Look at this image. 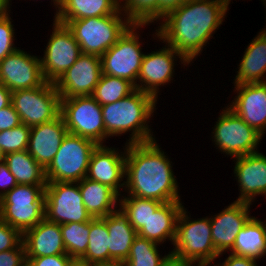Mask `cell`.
<instances>
[{"label":"cell","instance_id":"23","mask_svg":"<svg viewBox=\"0 0 266 266\" xmlns=\"http://www.w3.org/2000/svg\"><path fill=\"white\" fill-rule=\"evenodd\" d=\"M245 48L234 85L266 82V30H261Z\"/></svg>","mask_w":266,"mask_h":266},{"label":"cell","instance_id":"53","mask_svg":"<svg viewBox=\"0 0 266 266\" xmlns=\"http://www.w3.org/2000/svg\"><path fill=\"white\" fill-rule=\"evenodd\" d=\"M265 227V232H266V221H261Z\"/></svg>","mask_w":266,"mask_h":266},{"label":"cell","instance_id":"26","mask_svg":"<svg viewBox=\"0 0 266 266\" xmlns=\"http://www.w3.org/2000/svg\"><path fill=\"white\" fill-rule=\"evenodd\" d=\"M78 183L84 206L92 218H102L118 210L120 196L112 188L86 177Z\"/></svg>","mask_w":266,"mask_h":266},{"label":"cell","instance_id":"20","mask_svg":"<svg viewBox=\"0 0 266 266\" xmlns=\"http://www.w3.org/2000/svg\"><path fill=\"white\" fill-rule=\"evenodd\" d=\"M233 159L236 162L233 173L240 188L235 201L252 204L256 196H266V156L256 152Z\"/></svg>","mask_w":266,"mask_h":266},{"label":"cell","instance_id":"30","mask_svg":"<svg viewBox=\"0 0 266 266\" xmlns=\"http://www.w3.org/2000/svg\"><path fill=\"white\" fill-rule=\"evenodd\" d=\"M89 242L85 255L80 261L90 265L109 262V234L106 223L101 218L90 220Z\"/></svg>","mask_w":266,"mask_h":266},{"label":"cell","instance_id":"1","mask_svg":"<svg viewBox=\"0 0 266 266\" xmlns=\"http://www.w3.org/2000/svg\"><path fill=\"white\" fill-rule=\"evenodd\" d=\"M228 10L225 0H187L167 12L152 35L172 46L191 65L223 24Z\"/></svg>","mask_w":266,"mask_h":266},{"label":"cell","instance_id":"29","mask_svg":"<svg viewBox=\"0 0 266 266\" xmlns=\"http://www.w3.org/2000/svg\"><path fill=\"white\" fill-rule=\"evenodd\" d=\"M4 163L18 184L47 185L45 169L28 153V150L6 154Z\"/></svg>","mask_w":266,"mask_h":266},{"label":"cell","instance_id":"9","mask_svg":"<svg viewBox=\"0 0 266 266\" xmlns=\"http://www.w3.org/2000/svg\"><path fill=\"white\" fill-rule=\"evenodd\" d=\"M146 24H132L119 40L101 56L102 74L123 78L137 89V78L144 53L139 28Z\"/></svg>","mask_w":266,"mask_h":266},{"label":"cell","instance_id":"16","mask_svg":"<svg viewBox=\"0 0 266 266\" xmlns=\"http://www.w3.org/2000/svg\"><path fill=\"white\" fill-rule=\"evenodd\" d=\"M101 75V57L82 53L63 76L55 82V86L60 98L90 96Z\"/></svg>","mask_w":266,"mask_h":266},{"label":"cell","instance_id":"10","mask_svg":"<svg viewBox=\"0 0 266 266\" xmlns=\"http://www.w3.org/2000/svg\"><path fill=\"white\" fill-rule=\"evenodd\" d=\"M60 115L68 133L104 145L105 125L102 107L91 95L61 98Z\"/></svg>","mask_w":266,"mask_h":266},{"label":"cell","instance_id":"52","mask_svg":"<svg viewBox=\"0 0 266 266\" xmlns=\"http://www.w3.org/2000/svg\"><path fill=\"white\" fill-rule=\"evenodd\" d=\"M261 1H263L264 3V6H265V8H266V0H261ZM266 12V11H265ZM262 30H266V28H264V29H262Z\"/></svg>","mask_w":266,"mask_h":266},{"label":"cell","instance_id":"51","mask_svg":"<svg viewBox=\"0 0 266 266\" xmlns=\"http://www.w3.org/2000/svg\"><path fill=\"white\" fill-rule=\"evenodd\" d=\"M5 154L3 153L1 147H0V163L4 162Z\"/></svg>","mask_w":266,"mask_h":266},{"label":"cell","instance_id":"47","mask_svg":"<svg viewBox=\"0 0 266 266\" xmlns=\"http://www.w3.org/2000/svg\"><path fill=\"white\" fill-rule=\"evenodd\" d=\"M11 0H0V16L4 15L10 9Z\"/></svg>","mask_w":266,"mask_h":266},{"label":"cell","instance_id":"17","mask_svg":"<svg viewBox=\"0 0 266 266\" xmlns=\"http://www.w3.org/2000/svg\"><path fill=\"white\" fill-rule=\"evenodd\" d=\"M251 205L234 201L220 213L210 216L212 242L218 258L232 250L237 234L253 217L250 214Z\"/></svg>","mask_w":266,"mask_h":266},{"label":"cell","instance_id":"15","mask_svg":"<svg viewBox=\"0 0 266 266\" xmlns=\"http://www.w3.org/2000/svg\"><path fill=\"white\" fill-rule=\"evenodd\" d=\"M45 82L38 56L19 48L0 62V83L11 92L40 87Z\"/></svg>","mask_w":266,"mask_h":266},{"label":"cell","instance_id":"43","mask_svg":"<svg viewBox=\"0 0 266 266\" xmlns=\"http://www.w3.org/2000/svg\"><path fill=\"white\" fill-rule=\"evenodd\" d=\"M256 262L257 260L253 258L230 253L222 263L220 261V263H215L213 266H258Z\"/></svg>","mask_w":266,"mask_h":266},{"label":"cell","instance_id":"24","mask_svg":"<svg viewBox=\"0 0 266 266\" xmlns=\"http://www.w3.org/2000/svg\"><path fill=\"white\" fill-rule=\"evenodd\" d=\"M183 206L182 202L162 203L154 214H151L137 235L160 245L166 240L173 244L176 236L177 219Z\"/></svg>","mask_w":266,"mask_h":266},{"label":"cell","instance_id":"7","mask_svg":"<svg viewBox=\"0 0 266 266\" xmlns=\"http://www.w3.org/2000/svg\"><path fill=\"white\" fill-rule=\"evenodd\" d=\"M94 141L67 133L51 163L45 168L47 182H79L87 175Z\"/></svg>","mask_w":266,"mask_h":266},{"label":"cell","instance_id":"50","mask_svg":"<svg viewBox=\"0 0 266 266\" xmlns=\"http://www.w3.org/2000/svg\"><path fill=\"white\" fill-rule=\"evenodd\" d=\"M69 266H91L88 263L82 262L80 260H74Z\"/></svg>","mask_w":266,"mask_h":266},{"label":"cell","instance_id":"39","mask_svg":"<svg viewBox=\"0 0 266 266\" xmlns=\"http://www.w3.org/2000/svg\"><path fill=\"white\" fill-rule=\"evenodd\" d=\"M26 261L23 241L14 249L0 252V266H26Z\"/></svg>","mask_w":266,"mask_h":266},{"label":"cell","instance_id":"8","mask_svg":"<svg viewBox=\"0 0 266 266\" xmlns=\"http://www.w3.org/2000/svg\"><path fill=\"white\" fill-rule=\"evenodd\" d=\"M211 133L216 149L231 158L259 152L258 144L263 138L228 106L222 109Z\"/></svg>","mask_w":266,"mask_h":266},{"label":"cell","instance_id":"54","mask_svg":"<svg viewBox=\"0 0 266 266\" xmlns=\"http://www.w3.org/2000/svg\"><path fill=\"white\" fill-rule=\"evenodd\" d=\"M228 4H230L231 0H225Z\"/></svg>","mask_w":266,"mask_h":266},{"label":"cell","instance_id":"40","mask_svg":"<svg viewBox=\"0 0 266 266\" xmlns=\"http://www.w3.org/2000/svg\"><path fill=\"white\" fill-rule=\"evenodd\" d=\"M26 266H69L74 259L67 254L26 257Z\"/></svg>","mask_w":266,"mask_h":266},{"label":"cell","instance_id":"32","mask_svg":"<svg viewBox=\"0 0 266 266\" xmlns=\"http://www.w3.org/2000/svg\"><path fill=\"white\" fill-rule=\"evenodd\" d=\"M135 90V85L129 80L102 74L91 96L102 106L119 101Z\"/></svg>","mask_w":266,"mask_h":266},{"label":"cell","instance_id":"19","mask_svg":"<svg viewBox=\"0 0 266 266\" xmlns=\"http://www.w3.org/2000/svg\"><path fill=\"white\" fill-rule=\"evenodd\" d=\"M237 95L227 106L262 136L266 132V82L234 85Z\"/></svg>","mask_w":266,"mask_h":266},{"label":"cell","instance_id":"14","mask_svg":"<svg viewBox=\"0 0 266 266\" xmlns=\"http://www.w3.org/2000/svg\"><path fill=\"white\" fill-rule=\"evenodd\" d=\"M189 66V62L172 46L165 43V47L151 53H144L140 72L137 78V89L152 95L158 100L159 89L171 83L174 76L175 61ZM160 86V87H159Z\"/></svg>","mask_w":266,"mask_h":266},{"label":"cell","instance_id":"4","mask_svg":"<svg viewBox=\"0 0 266 266\" xmlns=\"http://www.w3.org/2000/svg\"><path fill=\"white\" fill-rule=\"evenodd\" d=\"M186 210L183 206L179 213L170 253L196 266H211L219 254L212 242L210 217L192 220Z\"/></svg>","mask_w":266,"mask_h":266},{"label":"cell","instance_id":"28","mask_svg":"<svg viewBox=\"0 0 266 266\" xmlns=\"http://www.w3.org/2000/svg\"><path fill=\"white\" fill-rule=\"evenodd\" d=\"M230 253L260 260L266 255V232L260 219L252 217L240 230Z\"/></svg>","mask_w":266,"mask_h":266},{"label":"cell","instance_id":"11","mask_svg":"<svg viewBox=\"0 0 266 266\" xmlns=\"http://www.w3.org/2000/svg\"><path fill=\"white\" fill-rule=\"evenodd\" d=\"M60 95L55 83L12 92V105L21 122L33 127L50 122L60 115Z\"/></svg>","mask_w":266,"mask_h":266},{"label":"cell","instance_id":"36","mask_svg":"<svg viewBox=\"0 0 266 266\" xmlns=\"http://www.w3.org/2000/svg\"><path fill=\"white\" fill-rule=\"evenodd\" d=\"M31 127L21 123L20 125L0 132V147L6 155L28 149Z\"/></svg>","mask_w":266,"mask_h":266},{"label":"cell","instance_id":"35","mask_svg":"<svg viewBox=\"0 0 266 266\" xmlns=\"http://www.w3.org/2000/svg\"><path fill=\"white\" fill-rule=\"evenodd\" d=\"M120 10L133 24L159 22V0H120Z\"/></svg>","mask_w":266,"mask_h":266},{"label":"cell","instance_id":"37","mask_svg":"<svg viewBox=\"0 0 266 266\" xmlns=\"http://www.w3.org/2000/svg\"><path fill=\"white\" fill-rule=\"evenodd\" d=\"M10 11L0 16V62L19 48L15 47L16 45L13 42L15 40V29L10 17Z\"/></svg>","mask_w":266,"mask_h":266},{"label":"cell","instance_id":"31","mask_svg":"<svg viewBox=\"0 0 266 266\" xmlns=\"http://www.w3.org/2000/svg\"><path fill=\"white\" fill-rule=\"evenodd\" d=\"M120 197L118 207L137 232L162 204V202L155 199L139 198L128 194L127 196L123 194Z\"/></svg>","mask_w":266,"mask_h":266},{"label":"cell","instance_id":"44","mask_svg":"<svg viewBox=\"0 0 266 266\" xmlns=\"http://www.w3.org/2000/svg\"><path fill=\"white\" fill-rule=\"evenodd\" d=\"M187 0H159V21L169 11L180 7Z\"/></svg>","mask_w":266,"mask_h":266},{"label":"cell","instance_id":"42","mask_svg":"<svg viewBox=\"0 0 266 266\" xmlns=\"http://www.w3.org/2000/svg\"><path fill=\"white\" fill-rule=\"evenodd\" d=\"M16 178L12 175L7 165L0 163V198L17 185Z\"/></svg>","mask_w":266,"mask_h":266},{"label":"cell","instance_id":"38","mask_svg":"<svg viewBox=\"0 0 266 266\" xmlns=\"http://www.w3.org/2000/svg\"><path fill=\"white\" fill-rule=\"evenodd\" d=\"M23 235L0 218V252L16 248Z\"/></svg>","mask_w":266,"mask_h":266},{"label":"cell","instance_id":"49","mask_svg":"<svg viewBox=\"0 0 266 266\" xmlns=\"http://www.w3.org/2000/svg\"><path fill=\"white\" fill-rule=\"evenodd\" d=\"M51 2H53V5L56 9L55 15H57V13L59 12V10L61 9L63 5L64 0H51Z\"/></svg>","mask_w":266,"mask_h":266},{"label":"cell","instance_id":"45","mask_svg":"<svg viewBox=\"0 0 266 266\" xmlns=\"http://www.w3.org/2000/svg\"><path fill=\"white\" fill-rule=\"evenodd\" d=\"M12 103V92L0 83V110Z\"/></svg>","mask_w":266,"mask_h":266},{"label":"cell","instance_id":"13","mask_svg":"<svg viewBox=\"0 0 266 266\" xmlns=\"http://www.w3.org/2000/svg\"><path fill=\"white\" fill-rule=\"evenodd\" d=\"M45 218L57 224L88 222L78 182H47L45 187Z\"/></svg>","mask_w":266,"mask_h":266},{"label":"cell","instance_id":"6","mask_svg":"<svg viewBox=\"0 0 266 266\" xmlns=\"http://www.w3.org/2000/svg\"><path fill=\"white\" fill-rule=\"evenodd\" d=\"M46 185L17 184L0 198V218L22 235L45 217Z\"/></svg>","mask_w":266,"mask_h":266},{"label":"cell","instance_id":"48","mask_svg":"<svg viewBox=\"0 0 266 266\" xmlns=\"http://www.w3.org/2000/svg\"><path fill=\"white\" fill-rule=\"evenodd\" d=\"M91 266H125V264L122 261H111V262L96 263L92 264Z\"/></svg>","mask_w":266,"mask_h":266},{"label":"cell","instance_id":"25","mask_svg":"<svg viewBox=\"0 0 266 266\" xmlns=\"http://www.w3.org/2000/svg\"><path fill=\"white\" fill-rule=\"evenodd\" d=\"M107 225L109 234V262H124L129 255L137 231L128 218L118 208L117 211L101 218Z\"/></svg>","mask_w":266,"mask_h":266},{"label":"cell","instance_id":"27","mask_svg":"<svg viewBox=\"0 0 266 266\" xmlns=\"http://www.w3.org/2000/svg\"><path fill=\"white\" fill-rule=\"evenodd\" d=\"M120 10V0H64L54 19L60 23L116 14Z\"/></svg>","mask_w":266,"mask_h":266},{"label":"cell","instance_id":"46","mask_svg":"<svg viewBox=\"0 0 266 266\" xmlns=\"http://www.w3.org/2000/svg\"><path fill=\"white\" fill-rule=\"evenodd\" d=\"M160 266H195L193 263L185 261L170 254Z\"/></svg>","mask_w":266,"mask_h":266},{"label":"cell","instance_id":"41","mask_svg":"<svg viewBox=\"0 0 266 266\" xmlns=\"http://www.w3.org/2000/svg\"><path fill=\"white\" fill-rule=\"evenodd\" d=\"M21 119L12 103L0 110V132L20 125Z\"/></svg>","mask_w":266,"mask_h":266},{"label":"cell","instance_id":"34","mask_svg":"<svg viewBox=\"0 0 266 266\" xmlns=\"http://www.w3.org/2000/svg\"><path fill=\"white\" fill-rule=\"evenodd\" d=\"M158 246L159 244L137 235L128 258L124 261L125 266H160L171 253L169 251L167 255H160Z\"/></svg>","mask_w":266,"mask_h":266},{"label":"cell","instance_id":"21","mask_svg":"<svg viewBox=\"0 0 266 266\" xmlns=\"http://www.w3.org/2000/svg\"><path fill=\"white\" fill-rule=\"evenodd\" d=\"M67 133L61 115L50 122L31 127L28 153L45 169L55 157Z\"/></svg>","mask_w":266,"mask_h":266},{"label":"cell","instance_id":"22","mask_svg":"<svg viewBox=\"0 0 266 266\" xmlns=\"http://www.w3.org/2000/svg\"><path fill=\"white\" fill-rule=\"evenodd\" d=\"M26 257H42L67 254L60 224L48 221L45 217L23 234Z\"/></svg>","mask_w":266,"mask_h":266},{"label":"cell","instance_id":"33","mask_svg":"<svg viewBox=\"0 0 266 266\" xmlns=\"http://www.w3.org/2000/svg\"><path fill=\"white\" fill-rule=\"evenodd\" d=\"M60 229L67 255L74 260H80L85 255L88 246L90 221L60 224Z\"/></svg>","mask_w":266,"mask_h":266},{"label":"cell","instance_id":"5","mask_svg":"<svg viewBox=\"0 0 266 266\" xmlns=\"http://www.w3.org/2000/svg\"><path fill=\"white\" fill-rule=\"evenodd\" d=\"M83 54L102 56L133 24L119 10L116 14L66 21Z\"/></svg>","mask_w":266,"mask_h":266},{"label":"cell","instance_id":"12","mask_svg":"<svg viewBox=\"0 0 266 266\" xmlns=\"http://www.w3.org/2000/svg\"><path fill=\"white\" fill-rule=\"evenodd\" d=\"M53 31L40 56L42 73L47 82L55 83L82 54L80 46L66 24L53 19Z\"/></svg>","mask_w":266,"mask_h":266},{"label":"cell","instance_id":"3","mask_svg":"<svg viewBox=\"0 0 266 266\" xmlns=\"http://www.w3.org/2000/svg\"><path fill=\"white\" fill-rule=\"evenodd\" d=\"M157 101L152 95L136 89L127 97L102 105L105 140L130 132L126 144L154 141L149 120L153 117Z\"/></svg>","mask_w":266,"mask_h":266},{"label":"cell","instance_id":"18","mask_svg":"<svg viewBox=\"0 0 266 266\" xmlns=\"http://www.w3.org/2000/svg\"><path fill=\"white\" fill-rule=\"evenodd\" d=\"M126 145L124 152L98 145L91 155L86 178L107 185L121 196L120 188L125 189Z\"/></svg>","mask_w":266,"mask_h":266},{"label":"cell","instance_id":"2","mask_svg":"<svg viewBox=\"0 0 266 266\" xmlns=\"http://www.w3.org/2000/svg\"><path fill=\"white\" fill-rule=\"evenodd\" d=\"M172 165L156 140L127 144L124 192L162 203L181 202Z\"/></svg>","mask_w":266,"mask_h":266}]
</instances>
